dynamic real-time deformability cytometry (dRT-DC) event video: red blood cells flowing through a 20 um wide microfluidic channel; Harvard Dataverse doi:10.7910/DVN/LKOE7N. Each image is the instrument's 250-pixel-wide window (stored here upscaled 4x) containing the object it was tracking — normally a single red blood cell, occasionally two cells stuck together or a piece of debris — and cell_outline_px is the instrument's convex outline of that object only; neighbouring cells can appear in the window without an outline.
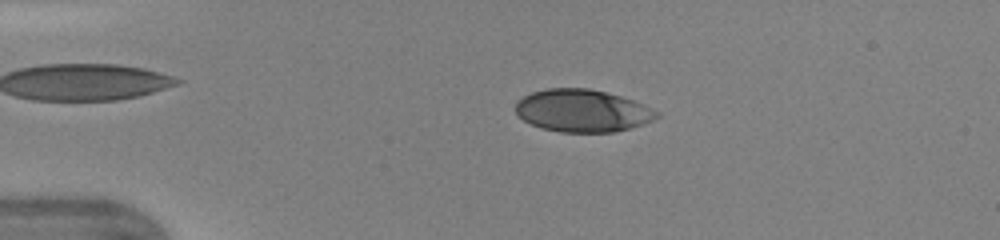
{"species": "human", "species_latin": "Homo sapiens", "temperature_condition": "warm", "stored_images_in_passage": 38, "camera_frame_rate_fps": 3000, "um_per_image_px": 0.085, "donor": {"sex": "female"}, "frame": {"image": 1, "passage_image": 2, "time_ms": 0.333, "image_size_px": [1000, 240], "cell_outline_px": [[660, 116], [652, 120], [616, 132], [560, 132], [544, 128], [532, 124], [516, 116], [516, 104], [524, 96], [532, 92], [548, 88], [588, 88], [620, 96], [632, 100], [660, 112]], "centroid_in_image_um": [49.49, 9.41], "position_along_channel_um": 35.5, "area_um2": 34.56}}
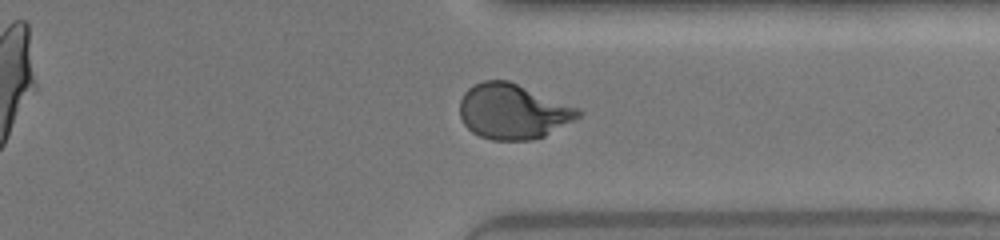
{"frame": {"image": 2, "passage_image": 28, "time_ms": 9.0, "image_size_px": [1000, 240], "cell_outline_px": [[584, 112], [580, 116], [544, 136], [532, 140], [492, 140], [480, 136], [472, 132], [464, 124], [460, 116], [460, 100], [464, 92], [472, 84], [484, 80], [508, 80], [580, 108]], "centroid_in_image_um": [43.58, 9.46], "position_along_channel_um": 367.8, "area_um2": 38.15}}
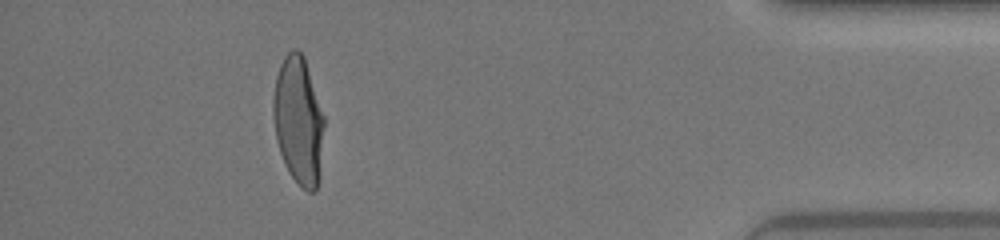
{"frame": {"image": 3, "passage_image": 34, "time_ms": 11.0, "image_size_px": [1000, 240], "cell_outline_px": [[324, 128], [320, 176], [316, 192], [308, 192], [288, 172], [284, 164], [276, 140], [272, 112], [272, 100], [276, 76], [280, 64], [284, 56], [292, 48], [296, 48], [304, 56], [324, 116]], "centroid_in_image_um": [25.36, 10.25], "position_along_channel_um": 409.8, "area_um2": 38.26}, "authors_computed_cell_mechanics": {"area_um2": 37.0787, "velocity_mm_per_s": 4.3771, "shape_relaxation_time_tau1_ms": 4.5838, "shape_relaxation_time_tau2_ms": null, "deformation_change_tau1": 0.2145, "deformation_change_tau2": null}}